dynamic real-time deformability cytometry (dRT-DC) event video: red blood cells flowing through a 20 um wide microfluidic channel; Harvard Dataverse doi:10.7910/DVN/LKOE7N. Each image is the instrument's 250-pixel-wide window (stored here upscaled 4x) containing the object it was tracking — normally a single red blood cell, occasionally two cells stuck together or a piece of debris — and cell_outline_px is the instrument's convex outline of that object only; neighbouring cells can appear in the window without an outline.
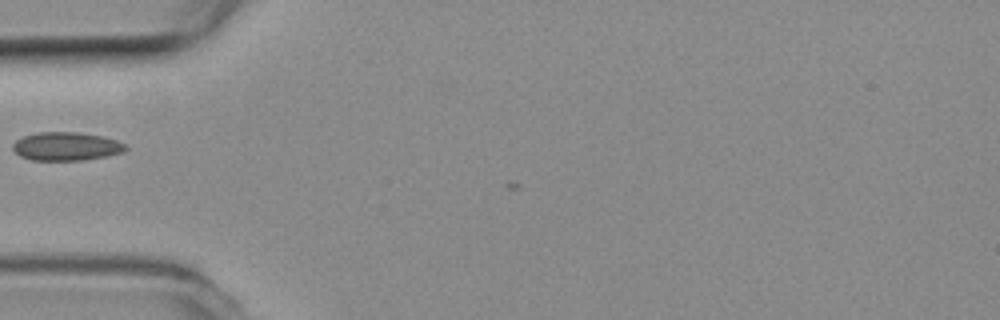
{"species": "common noctule bat (a hibernating species)", "species_latin": "Nyctalus noctula", "temperature_condition": "room temperature", "stored_images_in_passage": 3, "camera_frame_rate_fps": 3000, "um_per_image_px": 0.085, "animal": {"sex": "female", "body_mass_g": 19.3, "forearm_length_mm": 54.1}, "frame": {"image": 1, "passage_image": 1, "time_ms": 0.0, "image_size_px": [1000, 320], "cell_outline_px": [[128, 148], [120, 152], [104, 156], [80, 160], [32, 160], [20, 156], [12, 148], [12, 144], [16, 140], [24, 136], [40, 132], [80, 132], [100, 136], [116, 140], [124, 144]], "centroid_in_image_um": [5.58, 12.43], "position_along_channel_um": 79.4, "area_um2": 18.38}}